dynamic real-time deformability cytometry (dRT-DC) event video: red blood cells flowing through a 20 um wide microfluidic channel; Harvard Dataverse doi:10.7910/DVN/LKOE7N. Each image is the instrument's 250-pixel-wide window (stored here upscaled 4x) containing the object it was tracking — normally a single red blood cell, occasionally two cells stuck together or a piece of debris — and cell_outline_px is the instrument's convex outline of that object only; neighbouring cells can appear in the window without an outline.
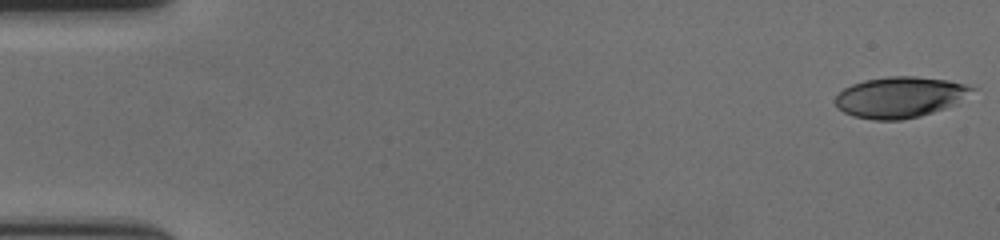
{"species": "human", "species_latin": "Homo sapiens", "temperature_condition": "cold", "stored_images_in_passage": 57, "camera_frame_rate_fps": 3000, "um_per_image_px": 0.085, "donor": {"sex": "female"}, "frame": {"image": 1, "passage_image": 1, "time_ms": 0.0, "image_size_px": [1000, 240], "cell_outline_px": [[980, 88], [956, 104], [920, 116], [900, 120], [876, 120], [852, 116], [844, 112], [836, 104], [836, 96], [844, 88], [852, 84], [864, 80], [888, 76], [916, 76], [948, 80]], "centroid_in_image_um": [76.54, 8.25], "position_along_channel_um": 8.5, "area_um2": 32.66}}
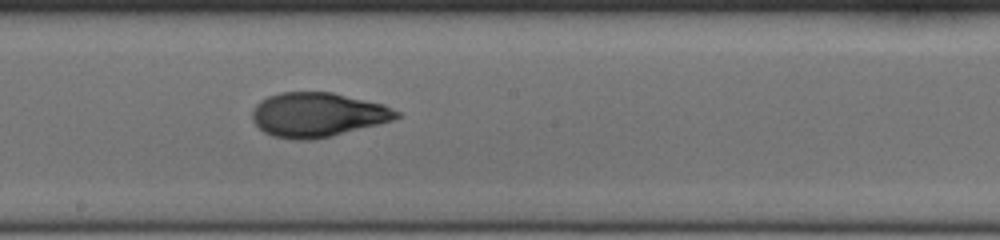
{"frame": {"image": 2, "passage_image": 32, "time_ms": 10.333, "image_size_px": [1000, 240], "cell_outline_px": [[400, 116], [392, 120], [380, 124], [332, 136], [312, 140], [292, 140], [272, 136], [264, 132], [252, 120], [252, 108], [260, 100], [268, 96], [280, 92], [332, 92], [384, 104], [400, 112]], "centroid_in_image_um": [26.98, 9.76], "position_along_channel_um": 221.2, "area_um2": 37.57}}
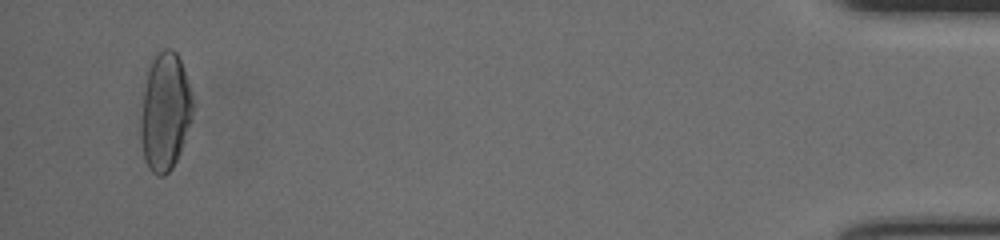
{"frame": {"image": 3, "passage_image": 55, "time_ms": 18.0, "image_size_px": [1000, 240], "cell_outline_px": [[192, 120], [180, 152], [172, 168], [164, 176], [156, 176], [148, 168], [144, 160], [140, 140], [140, 120], [144, 92], [148, 68], [152, 52], [164, 48], [172, 48], [176, 52], [180, 60], [188, 84], [192, 100]], "centroid_in_image_um": [14.0, 9.49], "position_along_channel_um": 421.2, "area_um2": 36.07}, "authors_computed_cell_mechanics": {"area_um2": 35.8938, "velocity_mm_per_s": 3.6532, "shape_relaxation_time_tau1_ms": 4.9865, "shape_relaxation_time_tau2_ms": 1.5064, "deformation_change_tau1": 0.1981, "deformation_change_tau2": 0.0713}}